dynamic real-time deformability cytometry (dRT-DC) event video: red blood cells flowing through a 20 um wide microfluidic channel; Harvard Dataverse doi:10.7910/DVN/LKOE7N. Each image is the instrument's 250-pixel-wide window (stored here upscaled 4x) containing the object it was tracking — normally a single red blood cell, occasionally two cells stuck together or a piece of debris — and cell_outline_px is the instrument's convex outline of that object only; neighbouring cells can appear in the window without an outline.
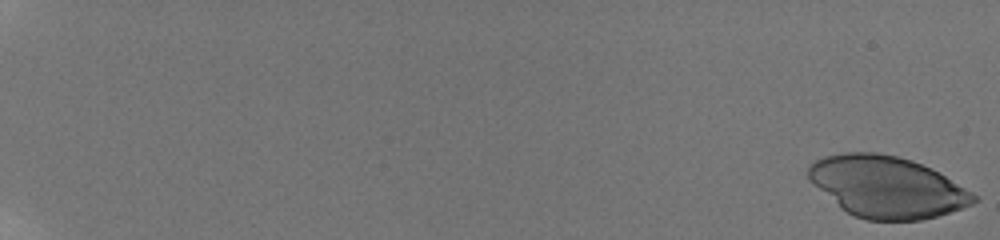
{"species": "human", "species_latin": "Homo sapiens", "temperature_condition": "room temperature", "stored_images_in_passage": 58, "camera_frame_rate_fps": 3000, "um_per_image_px": 0.085, "donor": {"sex": "male"}, "frame": {"image": 1, "passage_image": 1, "time_ms": 0.0, "image_size_px": [1000, 240], "cell_outline_px": [[980, 200], [972, 204], [936, 216], [920, 220], [868, 220], [856, 216], [840, 208], [808, 180], [808, 164], [824, 156], [844, 152], [876, 152], [896, 156], [912, 160], [932, 168], [980, 196]], "centroid_in_image_um": [75.39, 15.87], "position_along_channel_um": 9.6, "area_um2": 59.19}}